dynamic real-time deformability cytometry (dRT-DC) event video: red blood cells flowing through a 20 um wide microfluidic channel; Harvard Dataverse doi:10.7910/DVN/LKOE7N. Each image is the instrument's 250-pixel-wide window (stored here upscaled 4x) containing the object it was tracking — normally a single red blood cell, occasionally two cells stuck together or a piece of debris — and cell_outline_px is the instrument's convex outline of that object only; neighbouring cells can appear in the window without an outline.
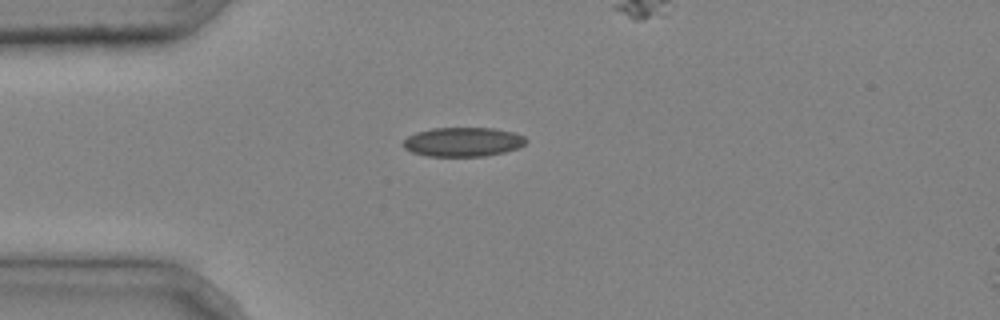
{"species": "common noctule bat (a hibernating species)", "species_latin": "Nyctalus noctula", "temperature_condition": "cold", "stored_images_in_passage": 2, "camera_frame_rate_fps": 3000, "um_per_image_px": 0.085, "animal": {"sex": "male", "body_mass_g": 20.4}, "frame": {"image": 1, "passage_image": 1, "time_ms": 0.0, "image_size_px": [1000, 320], "cell_outline_px": [[528, 140], [520, 148], [504, 152], [484, 156], [428, 156], [412, 152], [404, 148], [400, 144], [408, 136], [416, 132], [432, 128], [496, 128], [512, 132], [524, 136]], "centroid_in_image_um": [39.35, 12.06], "position_along_channel_um": 45.7, "area_um2": 21.04}}